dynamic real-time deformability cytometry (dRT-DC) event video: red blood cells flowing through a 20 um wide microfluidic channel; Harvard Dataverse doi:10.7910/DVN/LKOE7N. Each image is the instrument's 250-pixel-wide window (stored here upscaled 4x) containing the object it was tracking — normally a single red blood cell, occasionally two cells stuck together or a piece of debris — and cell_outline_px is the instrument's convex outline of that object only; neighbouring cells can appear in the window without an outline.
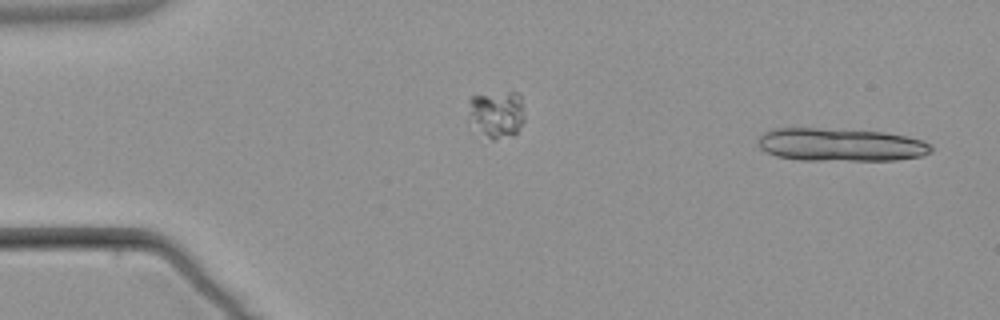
{"species": "common noctule bat (a hibernating species)", "species_latin": "Nyctalus noctula", "temperature_condition": "warm", "stored_images_in_passage": 2, "segment_of_instrument_passage": [2, 2], "camera_frame_rate_fps": 3000, "um_per_image_px": 0.085, "animal": {"sex": "male", "body_mass_g": 21.5, "forearm_length_mm": 52.0}, "frame": {"image": 1, "passage_image": 2, "time_ms": 2.333, "image_size_px": [1000, 320], "cell_outline_px": [[932, 152], [924, 156], [896, 160], [800, 160], [776, 156], [760, 148], [760, 136], [764, 132], [776, 128], [816, 128], [884, 132], [924, 140], [932, 144]], "centroid_in_image_um": [71.51, 12.31], "position_along_channel_um": 13.5, "area_um2": 33.29}}